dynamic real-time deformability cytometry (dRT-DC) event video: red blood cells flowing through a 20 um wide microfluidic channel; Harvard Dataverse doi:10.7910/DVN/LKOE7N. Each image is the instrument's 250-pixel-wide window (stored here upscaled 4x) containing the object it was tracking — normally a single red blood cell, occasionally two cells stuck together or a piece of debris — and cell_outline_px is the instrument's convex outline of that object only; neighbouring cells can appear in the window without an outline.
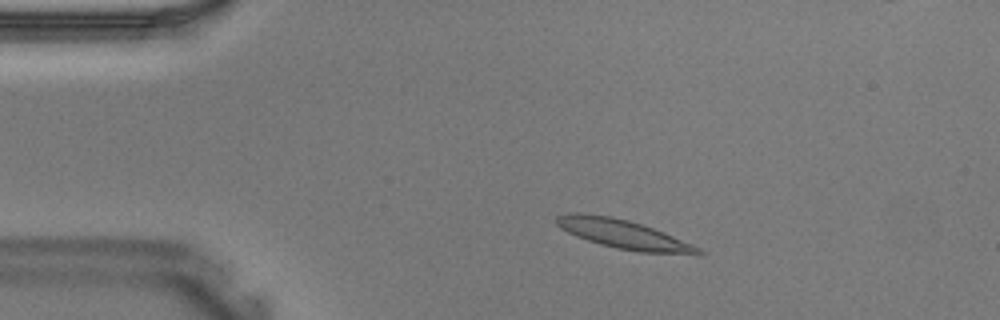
{"species": "Egyptian fruit bat (a non-hibernating species)", "species_latin": "Rousettus aegyptiacus", "temperature_condition": "warm", "stored_images_in_passage": 40, "camera_frame_rate_fps": 3000, "um_per_image_px": 0.085, "animal": {"sex": "male"}, "frame": {"image": 1, "passage_image": 6, "time_ms": 1.667, "image_size_px": [1000, 320], "cell_outline_px": [[704, 252], [700, 256], [696, 256], [640, 252], [616, 248], [600, 244], [576, 236], [560, 228], [556, 224], [556, 216], [572, 212], [580, 212], [608, 216], [628, 220], [664, 232], [692, 244], [700, 248]], "centroid_in_image_um": [53.06, 19.93], "position_along_channel_um": 31.9, "area_um2": 24.1}}
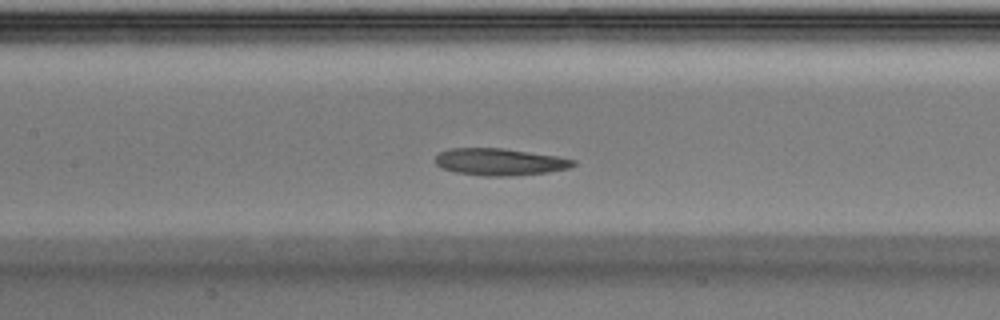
{"frame": {"image": 2, "passage_image": 17, "time_ms": 5.333, "image_size_px": [1000, 320], "cell_outline_px": [[576, 164], [568, 168], [548, 172], [508, 176], [480, 176], [456, 172], [444, 168], [436, 164], [436, 156], [440, 152], [448, 148], [500, 148], [556, 156], [576, 160]], "centroid_in_image_um": [42.47, 13.76], "position_along_channel_um": 164.9, "area_um2": 21.5}}
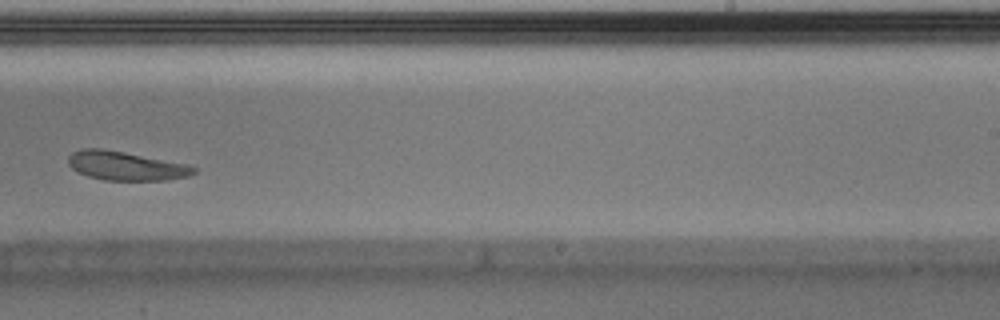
{"frame": {"image": 3, "passage_image": 24, "time_ms": 7.667, "image_size_px": [1000, 320], "cell_outline_px": [[196, 172], [188, 176], [168, 180], [104, 180], [88, 176], [72, 168], [68, 164], [68, 156], [72, 152], [80, 148], [100, 148], [124, 152], [188, 164], [196, 168]], "centroid_in_image_um": [10.69, 14.09], "position_along_channel_um": 278.3, "area_um2": 21.1}}